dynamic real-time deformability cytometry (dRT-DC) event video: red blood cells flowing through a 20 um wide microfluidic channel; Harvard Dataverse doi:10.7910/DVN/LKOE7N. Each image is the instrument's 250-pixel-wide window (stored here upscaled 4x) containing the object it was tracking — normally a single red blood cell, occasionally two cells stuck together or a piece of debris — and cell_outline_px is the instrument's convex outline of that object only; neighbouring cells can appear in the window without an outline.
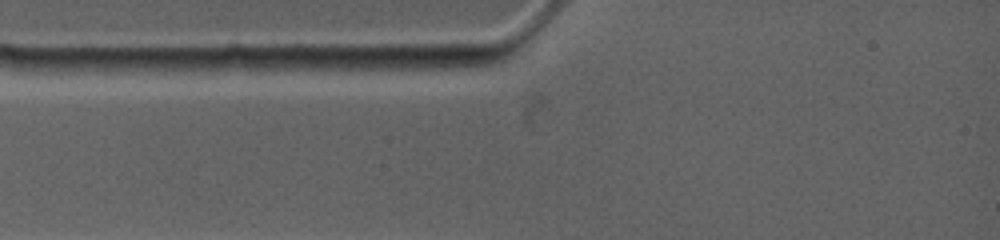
{"species": "common noctule bat (a hibernating species)", "species_latin": "Nyctalus noctula", "temperature_condition": "warm", "stored_images_in_passage": 1, "camera_frame_rate_fps": 4500, "um_per_image_px": 0.085, "animal": {"sex": "female", "body_mass_g": 19.0, "forearm_length_mm": 53.3}, "frame": {"image": 1, "passage_image": 1, "time_ms": 0.0, "image_size_px": [1000, 240], "cell_outline_px": [[508, 52], [504, 60], [488, 64], [460, 68], [360, 68], [360, 64], [372, 56]], "centroid_in_image_um": [36.85, 5.16], "position_along_channel_um": 48.2, "area_um2": 13.01}}